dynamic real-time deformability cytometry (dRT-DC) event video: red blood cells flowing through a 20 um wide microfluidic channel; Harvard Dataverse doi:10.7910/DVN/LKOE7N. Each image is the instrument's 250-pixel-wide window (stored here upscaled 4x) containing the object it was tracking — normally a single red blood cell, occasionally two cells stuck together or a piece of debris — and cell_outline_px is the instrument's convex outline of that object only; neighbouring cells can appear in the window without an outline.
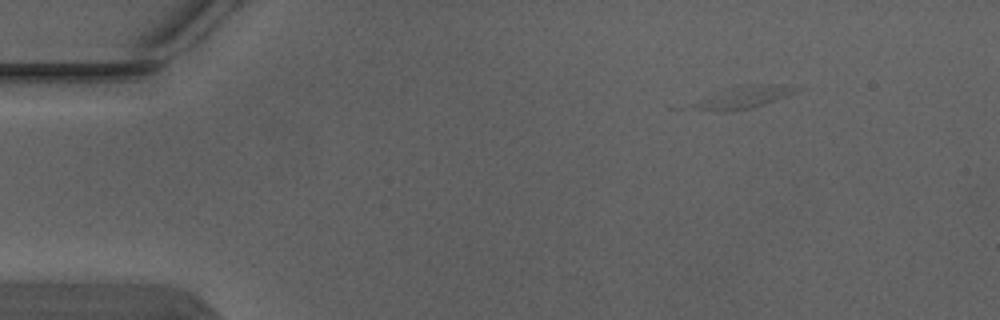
{"species": "Egyptian fruit bat (a non-hibernating species)", "species_latin": "Rousettus aegyptiacus", "temperature_condition": "warm", "stored_images_in_passage": 4, "camera_frame_rate_fps": 3000, "um_per_image_px": 0.085, "animal": {"sex": "male"}, "frame": {"image": 1, "passage_image": 1, "time_ms": 0.0, "image_size_px": [1000, 320], "cell_outline_px": [[804, 88], [788, 96], [752, 108], [700, 108], [692, 104], [736, 84], [772, 84]], "centroid_in_image_um": [63.46, 8.17], "position_along_channel_um": 21.5, "area_um2": 12.25}}
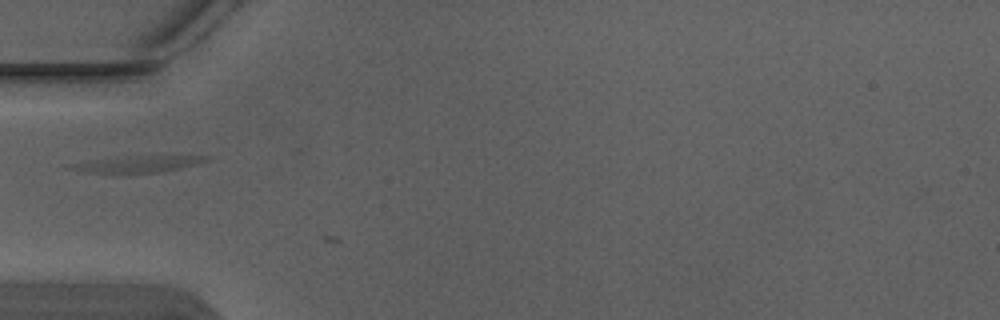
{"frame": {"image": 2, "passage_image": 4, "time_ms": 1.0, "image_size_px": [1000, 320], "cell_outline_px": [[208, 160], [196, 164], [156, 172], [88, 172], [68, 168], [68, 164], [96, 160], [148, 156], [208, 156]], "centroid_in_image_um": [11.72, 13.94], "position_along_channel_um": 73.3, "area_um2": 11.91}}